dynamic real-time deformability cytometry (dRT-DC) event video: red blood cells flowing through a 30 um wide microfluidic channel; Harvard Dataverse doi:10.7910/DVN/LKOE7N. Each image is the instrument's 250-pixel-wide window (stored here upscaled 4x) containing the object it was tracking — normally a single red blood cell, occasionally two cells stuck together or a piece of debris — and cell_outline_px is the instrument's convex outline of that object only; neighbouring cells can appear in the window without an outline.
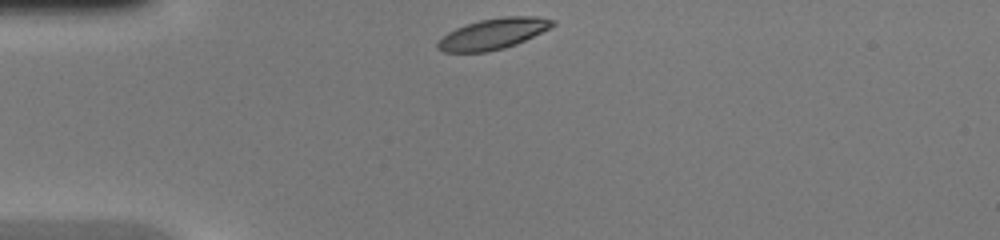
{"species": "common noctule bat (a hibernating species)", "species_latin": "Nyctalus noctula", "temperature_condition": "warm", "stored_images_in_passage": 30, "camera_frame_rate_fps": 3000, "um_per_image_px": 0.085, "animal": {"sex": "female", "body_mass_g": 20.0, "forearm_length_mm": 54.0}, "frame": {"image": 1, "passage_image": 1, "time_ms": 0.0, "image_size_px": [1000, 240], "cell_outline_px": [[556, 24], [516, 44], [504, 48], [488, 52], [444, 52], [436, 48], [436, 44], [448, 32], [456, 28], [480, 20], [504, 16], [536, 16], [556, 20]], "centroid_in_image_um": [41.91, 2.87], "position_along_channel_um": 43.1, "area_um2": 20.4}}
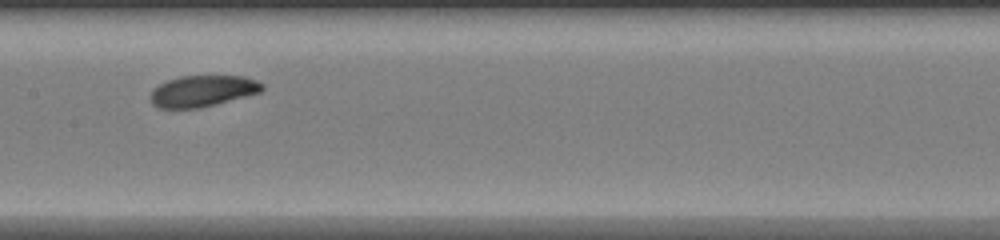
{"frame": {"image": 2, "passage_image": 13, "time_ms": 4.0, "image_size_px": [1000, 240], "cell_outline_px": [[264, 88], [260, 92], [216, 104], [200, 108], [156, 108], [152, 104], [148, 96], [152, 88], [168, 80], [180, 76], [244, 76], [256, 80], [264, 84]], "centroid_in_image_um": [17.17, 7.74], "position_along_channel_um": 190.2, "area_um2": 20.52}}
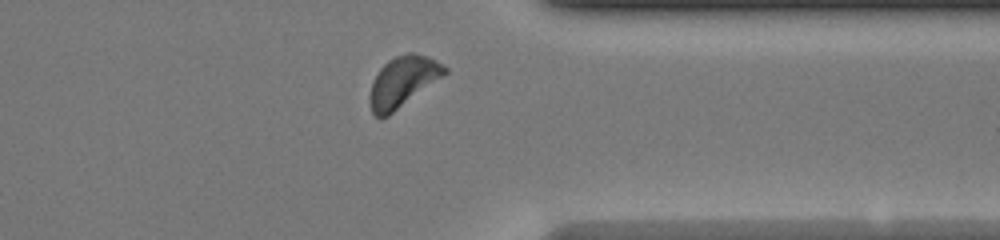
{"frame": {"image": 3, "passage_image": 26, "time_ms": 8.333, "image_size_px": [1000, 240], "cell_outline_px": [[448, 72], [388, 116], [380, 120], [372, 112], [368, 100], [368, 96], [372, 80], [380, 68], [388, 60], [396, 56], [408, 52], [412, 52], [428, 56], [436, 60], [448, 68]], "centroid_in_image_um": [34.2, 6.94], "position_along_channel_um": 377.2, "area_um2": 22.14}}